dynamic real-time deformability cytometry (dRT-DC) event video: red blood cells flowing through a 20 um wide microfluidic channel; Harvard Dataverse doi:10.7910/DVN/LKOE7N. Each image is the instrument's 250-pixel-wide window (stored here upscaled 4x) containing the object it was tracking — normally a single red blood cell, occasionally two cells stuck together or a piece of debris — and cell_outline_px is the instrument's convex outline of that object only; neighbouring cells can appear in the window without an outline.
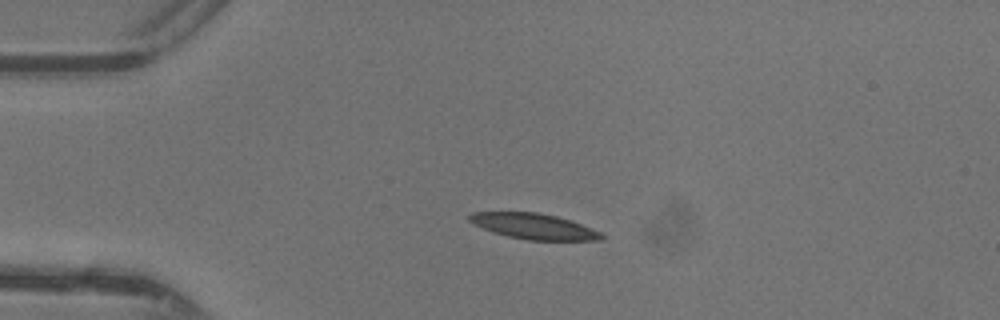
{"species": "common noctule bat (a hibernating species)", "species_latin": "Nyctalus noctula", "temperature_condition": "warm", "stored_images_in_passage": 37, "camera_frame_rate_fps": 3000, "um_per_image_px": 0.085, "animal": {"sex": "female"}, "frame": {"image": 1, "passage_image": 1, "time_ms": 0.0, "image_size_px": [1000, 320], "cell_outline_px": [[604, 236], [600, 240], [528, 240], [508, 236], [492, 232], [468, 220], [468, 216], [472, 212], [536, 212], [556, 216], [572, 220], [600, 232]], "centroid_in_image_um": [45.38, 19.23], "position_along_channel_um": 39.6, "area_um2": 19.54}}
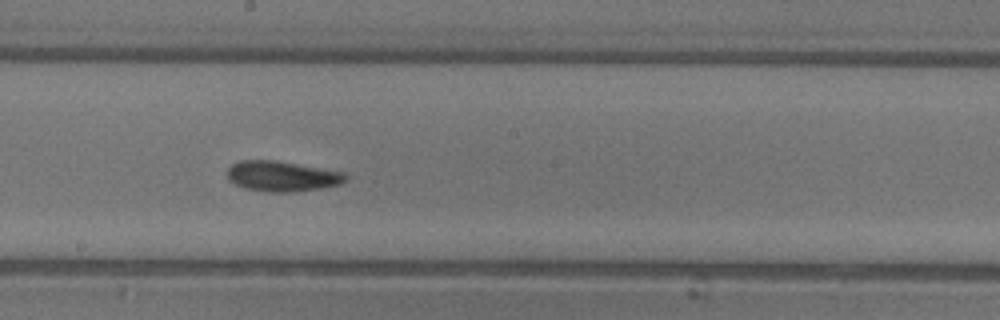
{"frame": {"image": 2, "passage_image": 16, "time_ms": 5.0, "image_size_px": [1000, 320], "cell_outline_px": [[348, 180], [340, 184], [320, 188], [292, 192], [268, 192], [244, 188], [228, 180], [228, 168], [232, 164], [240, 160], [276, 160], [344, 172], [348, 176]], "centroid_in_image_um": [23.98, 14.97], "position_along_channel_um": 224.2, "area_um2": 20.98}}
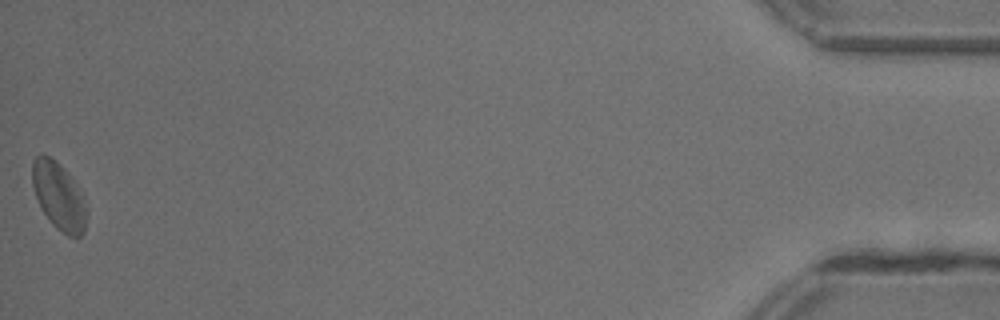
{"frame": {"image": 3, "passage_image": 37, "time_ms": 12.0, "image_size_px": [1000, 320], "cell_outline_px": [[88, 216], [84, 232], [80, 236], [68, 236], [56, 228], [52, 224], [40, 208], [32, 184], [32, 160], [36, 156], [44, 152], [64, 168], [72, 176], [84, 200], [88, 212]], "centroid_in_image_um": [5.0, 16.66], "position_along_channel_um": 430.2, "area_um2": 21.62}, "authors_computed_cell_mechanics": {"area_um2": 19.9988, "velocity_mm_per_s": 4.3742, "shape_relaxation_time_tau1_ms": 2.9475, "shape_relaxation_time_tau2_ms": 5.237, "deformation_change_tau1": 0.101, "deformation_change_tau2": 0.1376}}